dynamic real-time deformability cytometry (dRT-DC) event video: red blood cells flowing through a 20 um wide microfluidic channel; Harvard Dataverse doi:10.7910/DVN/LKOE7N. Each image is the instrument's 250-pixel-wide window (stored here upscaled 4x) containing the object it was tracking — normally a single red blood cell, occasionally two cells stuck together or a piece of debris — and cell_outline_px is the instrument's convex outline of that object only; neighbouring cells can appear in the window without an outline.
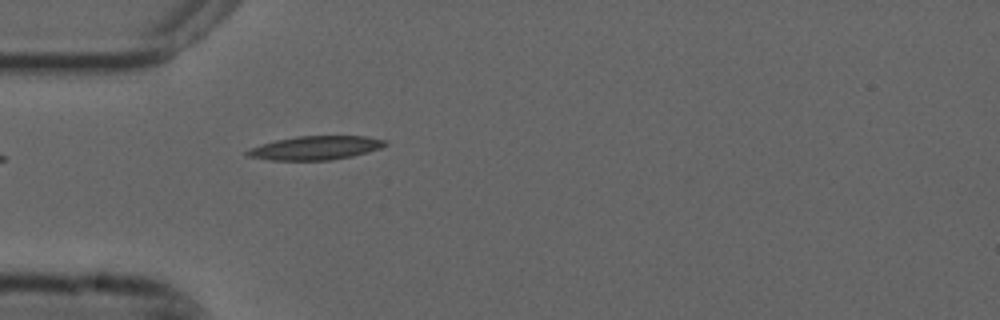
{"species": "common noctule bat (a hibernating species)", "species_latin": "Nyctalus noctula", "temperature_condition": "cold", "stored_images_in_passage": 36, "camera_frame_rate_fps": 3000, "um_per_image_px": 0.085, "animal": {"sex": "male", "forearm_length_mm": 52.5}, "frame": {"image": 1, "passage_image": 1, "time_ms": 0.0, "image_size_px": [1000, 320], "cell_outline_px": [[388, 144], [380, 148], [368, 152], [352, 156], [328, 160], [268, 160], [244, 156], [244, 152], [260, 144], [276, 140], [296, 136], [364, 136], [388, 140]], "centroid_in_image_um": [26.8, 12.57], "position_along_channel_um": 58.2, "area_um2": 19.19}}
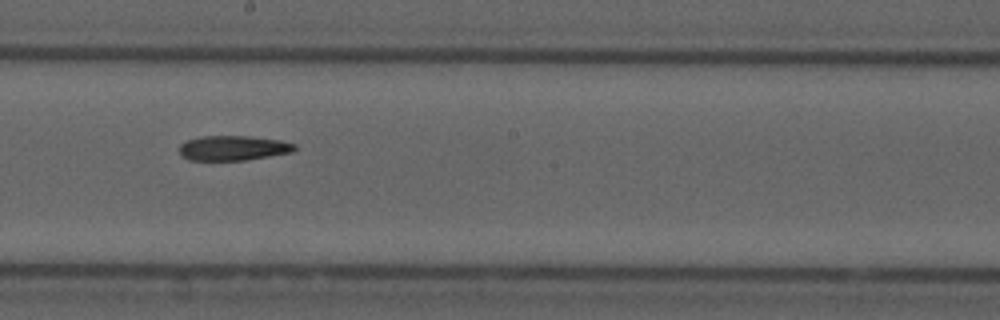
{"frame": {"image": 2, "passage_image": 15, "time_ms": 4.667, "image_size_px": [1000, 320], "cell_outline_px": [[296, 148], [292, 152], [248, 160], [188, 160], [180, 156], [180, 144], [188, 140], [204, 136], [248, 136], [280, 140], [296, 144]], "centroid_in_image_um": [19.82, 12.59], "position_along_channel_um": 228.4, "area_um2": 16.7}}
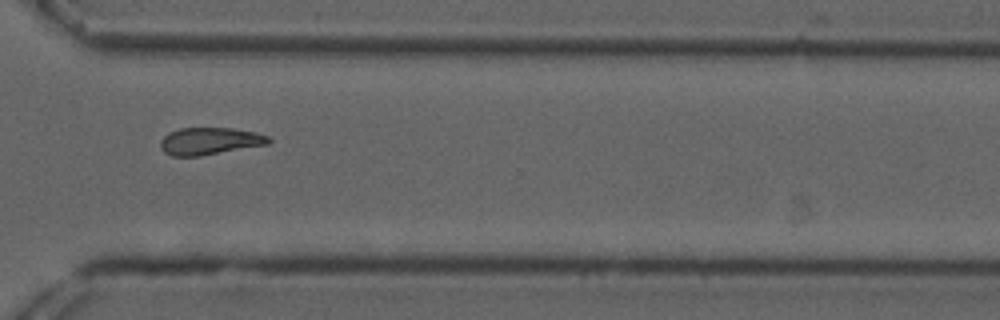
{"frame": {"image": 3, "passage_image": 25, "time_ms": 8.0, "image_size_px": [1000, 320], "cell_outline_px": [[272, 140], [268, 144], [200, 156], [172, 156], [164, 152], [160, 148], [160, 140], [168, 132], [180, 128], [232, 128], [256, 132], [268, 136]], "centroid_in_image_um": [17.81, 11.99], "position_along_channel_um": 352.8, "area_um2": 17.22}}